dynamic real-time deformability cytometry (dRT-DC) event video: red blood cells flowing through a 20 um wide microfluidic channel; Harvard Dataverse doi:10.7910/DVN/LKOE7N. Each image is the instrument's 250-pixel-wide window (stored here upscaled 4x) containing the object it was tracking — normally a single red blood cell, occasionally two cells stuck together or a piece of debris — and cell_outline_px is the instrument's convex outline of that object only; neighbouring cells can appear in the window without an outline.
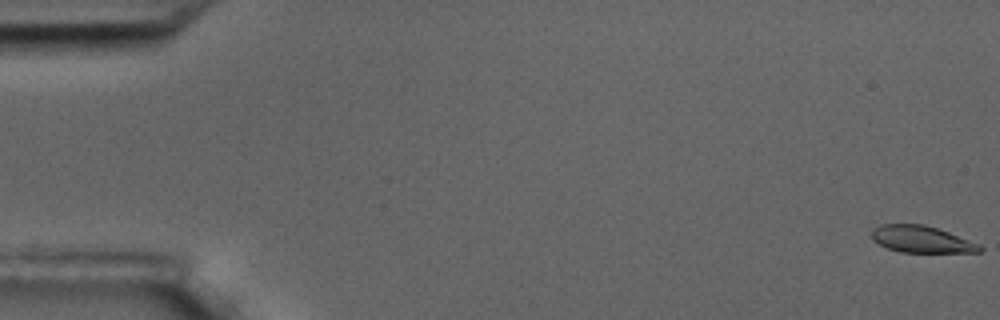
{"species": "common noctule bat (a hibernating species)", "species_latin": "Nyctalus noctula", "temperature_condition": "room temperature", "stored_images_in_passage": 5, "camera_frame_rate_fps": 3000, "um_per_image_px": 0.085, "animal": {"sex": "male", "body_mass_g": 17.5, "forearm_length_mm": 52.3}, "frame": {"image": 1, "passage_image": 1, "time_ms": 0.0, "image_size_px": [1000, 320], "cell_outline_px": [[984, 248], [980, 252], [900, 252], [888, 248], [872, 240], [872, 228], [880, 224], [924, 224], [948, 232], [980, 244]], "centroid_in_image_um": [78.32, 20.33], "position_along_channel_um": 6.7, "area_um2": 16.82}}